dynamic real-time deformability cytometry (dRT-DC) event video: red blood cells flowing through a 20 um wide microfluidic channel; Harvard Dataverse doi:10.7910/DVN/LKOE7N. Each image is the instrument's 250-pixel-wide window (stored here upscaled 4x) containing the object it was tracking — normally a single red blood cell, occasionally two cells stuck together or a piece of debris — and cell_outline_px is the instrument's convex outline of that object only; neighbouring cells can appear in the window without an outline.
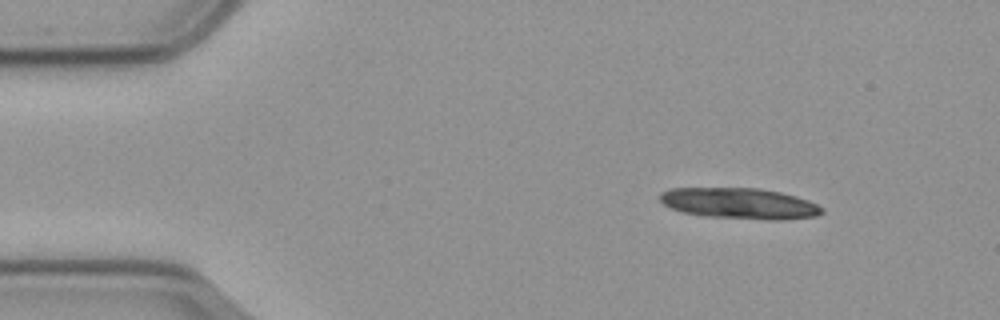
{"species": "common noctule bat (a hibernating species)", "species_latin": "Nyctalus noctula", "temperature_condition": "cold", "stored_images_in_passage": 21, "camera_frame_rate_fps": 3000, "um_per_image_px": 0.085, "animal": {"sex": "male", "body_mass_g": 23.1, "forearm_length_mm": 52.7}, "frame": {"image": 1, "passage_image": 1, "time_ms": 0.0, "image_size_px": [1000, 320], "cell_outline_px": [[824, 212], [816, 216], [784, 220], [768, 220], [704, 216], [684, 212], [672, 208], [664, 204], [660, 200], [660, 192], [672, 188], [756, 188], [780, 192], [796, 196], [808, 200], [824, 208]], "centroid_in_image_um": [62.89, 17.29], "position_along_channel_um": 22.1, "area_um2": 29.19}}
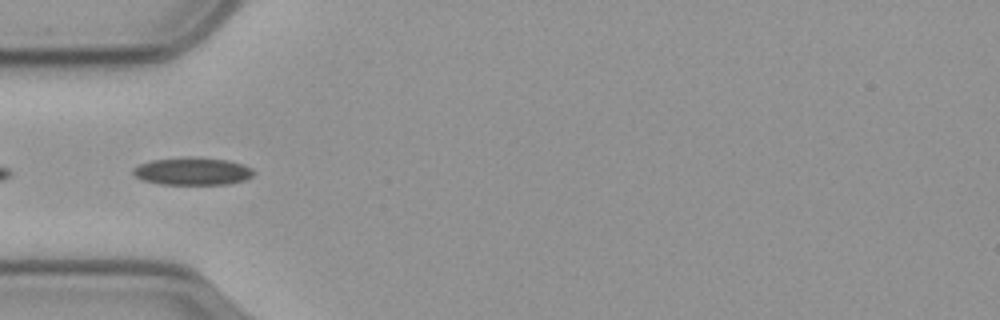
{"frame": {"image": 2, "passage_image": 12, "time_ms": 3.667, "image_size_px": [1000, 320], "cell_outline_px": [[252, 176], [244, 180], [228, 184], [160, 184], [144, 180], [136, 176], [132, 172], [132, 168], [140, 164], [152, 160], [184, 156], [196, 156], [228, 160], [252, 168]], "centroid_in_image_um": [16.34, 14.54], "position_along_channel_um": 68.7, "area_um2": 19.42}}
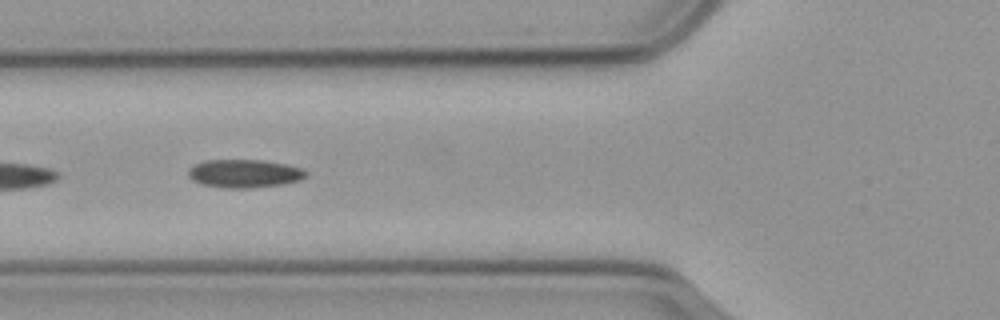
{"frame": {"image": 3, "passage_image": 15, "time_ms": 4.667, "image_size_px": [1000, 320], "cell_outline_px": [[308, 172], [300, 180], [280, 184], [248, 188], [224, 188], [204, 184], [188, 176], [188, 168], [204, 160], [260, 160], [284, 164], [300, 168]], "centroid_in_image_um": [20.75, 14.74], "position_along_channel_um": 105.1, "area_um2": 18.96}}